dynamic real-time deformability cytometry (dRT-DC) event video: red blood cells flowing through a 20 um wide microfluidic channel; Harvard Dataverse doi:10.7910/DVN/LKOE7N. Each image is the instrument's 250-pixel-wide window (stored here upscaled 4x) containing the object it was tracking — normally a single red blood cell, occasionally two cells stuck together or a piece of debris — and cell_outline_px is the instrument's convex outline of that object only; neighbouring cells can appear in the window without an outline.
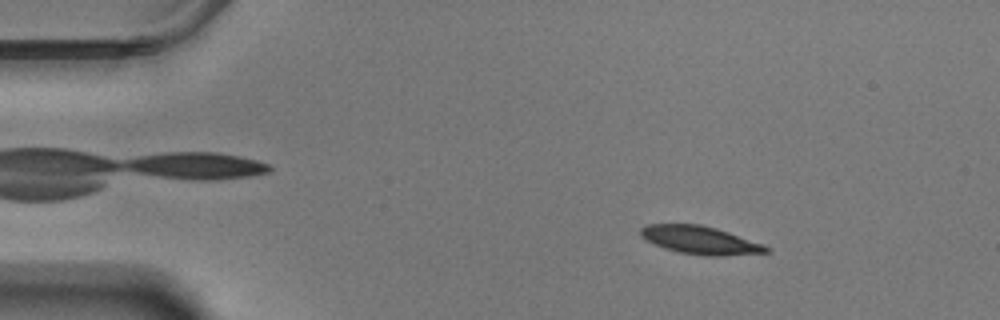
{"species": "Egyptian fruit bat (a non-hibernating species)", "species_latin": "Rousettus aegyptiacus", "temperature_condition": "warm", "stored_images_in_passage": 57, "camera_frame_rate_fps": 3000, "um_per_image_px": 0.085, "animal": {"sex": "male"}, "frame": {"image": 1, "passage_image": 8, "time_ms": 2.333, "image_size_px": [1000, 320], "cell_outline_px": [[772, 252], [724, 256], [704, 256], [680, 252], [664, 248], [640, 236], [640, 228], [648, 224], [700, 224], [716, 228], [764, 244], [772, 248]], "centroid_in_image_um": [59.57, 20.42], "position_along_channel_um": 25.4, "area_um2": 20.58}}
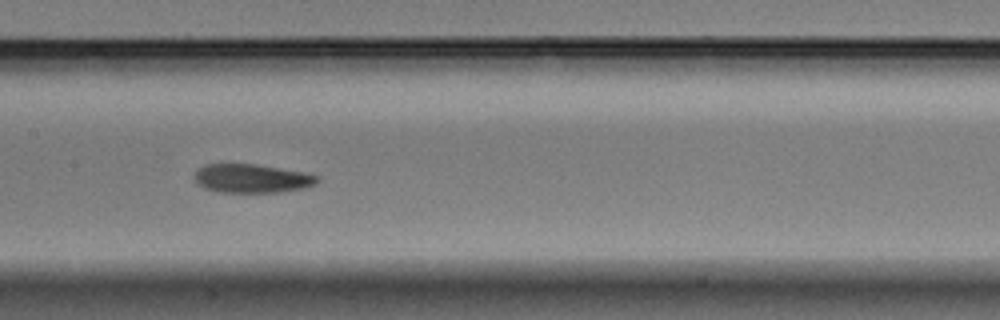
{"frame": {"image": 2, "passage_image": 28, "time_ms": 9.0, "image_size_px": [1000, 320], "cell_outline_px": [[320, 180], [316, 184], [300, 188], [276, 192], [220, 192], [204, 188], [196, 184], [192, 176], [204, 164], [256, 164], [300, 172], [320, 176]], "centroid_in_image_um": [21.34, 15.17], "position_along_channel_um": 186.1, "area_um2": 20.4}}
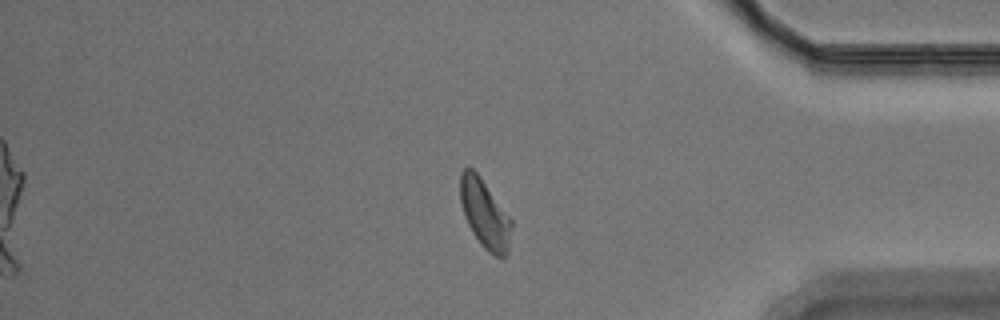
{"frame": {"image": 3, "passage_image": 48, "time_ms": 15.667, "image_size_px": [1000, 320], "cell_outline_px": [[512, 224], [508, 252], [500, 260], [488, 252], [480, 244], [472, 232], [464, 216], [460, 200], [460, 172], [464, 168], [472, 168], [480, 176], [512, 220]], "centroid_in_image_um": [41.2, 18.2], "position_along_channel_um": 394.0, "area_um2": 20.58}, "authors_computed_cell_mechanics": {"area_um2": 20.5768, "velocity_mm_per_s": 3.4912, "shape_relaxation_time_tau1_ms": 6.7104, "shape_relaxation_time_tau2_ms": 4.1516, "deformation_change_tau1": 0.1584, "deformation_change_tau2": 0.103}}